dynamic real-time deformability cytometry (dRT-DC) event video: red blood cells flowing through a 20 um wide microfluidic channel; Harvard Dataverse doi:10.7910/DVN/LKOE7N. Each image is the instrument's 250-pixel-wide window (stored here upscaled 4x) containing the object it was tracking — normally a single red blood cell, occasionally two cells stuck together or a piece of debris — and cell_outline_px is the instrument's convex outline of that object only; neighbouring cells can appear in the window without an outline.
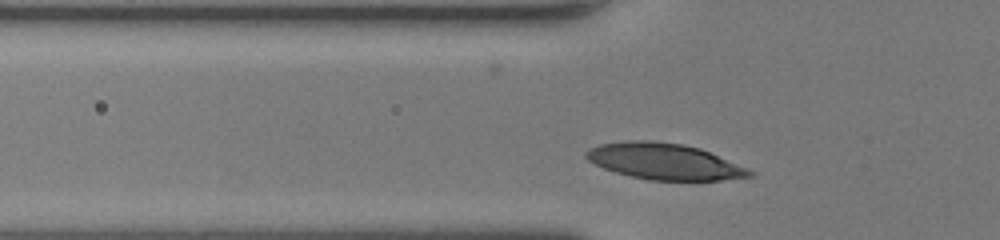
{"species": "human", "species_latin": "Homo sapiens", "temperature_condition": "room temperature", "stored_images_in_passage": 27, "camera_frame_rate_fps": 3000, "um_per_image_px": 0.085, "donor": {"sex": "female"}, "frame": {"image": 1, "passage_image": 4, "time_ms": 1.0, "image_size_px": [1000, 240], "cell_outline_px": [[756, 172], [752, 176], [720, 180], [648, 180], [616, 172], [604, 168], [588, 160], [584, 156], [584, 152], [600, 144], [624, 140], [652, 140], [684, 144], [700, 148]], "centroid_in_image_um": [56.45, 13.71], "position_along_channel_um": 69.3, "area_um2": 34.28}}
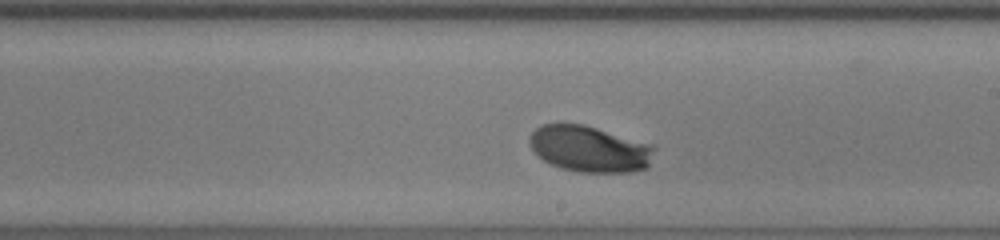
{"frame": {"image": 2, "passage_image": 16, "time_ms": 5.0, "image_size_px": [1000, 240], "cell_outline_px": [[656, 148], [648, 168], [632, 172], [576, 172], [560, 168], [544, 160], [532, 148], [528, 140], [532, 132], [540, 124], [584, 124], [656, 144]], "centroid_in_image_um": [50.18, 12.65], "position_along_channel_um": 238.8, "area_um2": 34.04}}
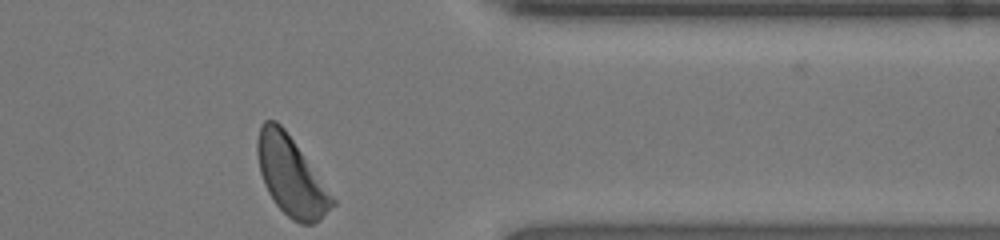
{"frame": {"image": 3, "passage_image": 27, "time_ms": 8.667, "image_size_px": [1000, 240], "cell_outline_px": [[336, 204], [320, 220], [312, 224], [300, 224], [292, 220], [276, 204], [268, 192], [264, 184], [260, 172], [256, 152], [256, 140], [260, 124], [264, 120], [276, 120], [284, 128], [336, 200]], "centroid_in_image_um": [24.72, 14.96], "position_along_channel_um": 386.7, "area_um2": 34.28}, "authors_computed_cell_mechanics": {"area_um2": 34.0442, "velocity_mm_per_s": 4.2999, "shape_relaxation_time_tau1_ms": 2.3191, "shape_relaxation_time_tau2_ms": null, "deformation_change_tau1": 0.1517, "deformation_change_tau2": null}}